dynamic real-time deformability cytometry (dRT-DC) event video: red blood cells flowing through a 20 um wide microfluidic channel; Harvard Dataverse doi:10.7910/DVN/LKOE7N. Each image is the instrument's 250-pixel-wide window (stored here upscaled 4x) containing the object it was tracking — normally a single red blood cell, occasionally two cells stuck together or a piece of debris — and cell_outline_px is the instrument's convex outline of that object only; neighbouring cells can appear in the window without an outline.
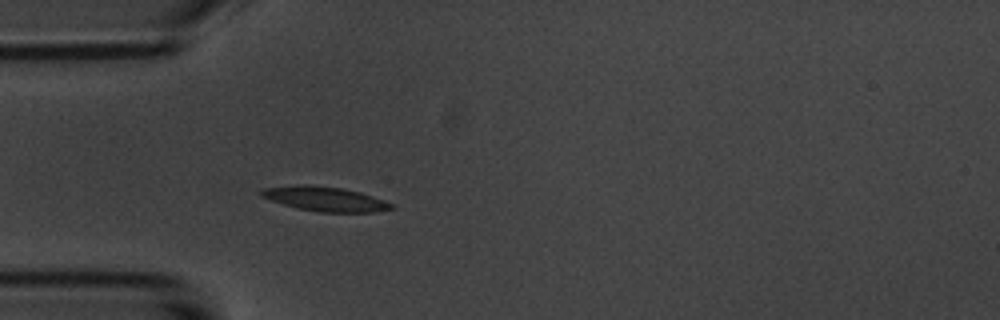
{"species": "common noctule bat (a hibernating species)", "species_latin": "Nyctalus noctula", "temperature_condition": "room temperature", "stored_images_in_passage": 4, "camera_frame_rate_fps": 3000, "um_per_image_px": 0.085, "animal": {"sex": "male", "body_mass_g": 20.1, "forearm_length_mm": 53.5}, "frame": {"image": 1, "passage_image": 4, "time_ms": 3.667, "image_size_px": [1000, 320], "cell_outline_px": [[396, 208], [376, 212], [320, 212], [296, 208], [260, 196], [260, 192], [264, 188], [340, 188], [360, 192], [384, 200], [392, 204]], "centroid_in_image_um": [27.78, 16.98], "position_along_channel_um": 57.2, "area_um2": 17.28}}